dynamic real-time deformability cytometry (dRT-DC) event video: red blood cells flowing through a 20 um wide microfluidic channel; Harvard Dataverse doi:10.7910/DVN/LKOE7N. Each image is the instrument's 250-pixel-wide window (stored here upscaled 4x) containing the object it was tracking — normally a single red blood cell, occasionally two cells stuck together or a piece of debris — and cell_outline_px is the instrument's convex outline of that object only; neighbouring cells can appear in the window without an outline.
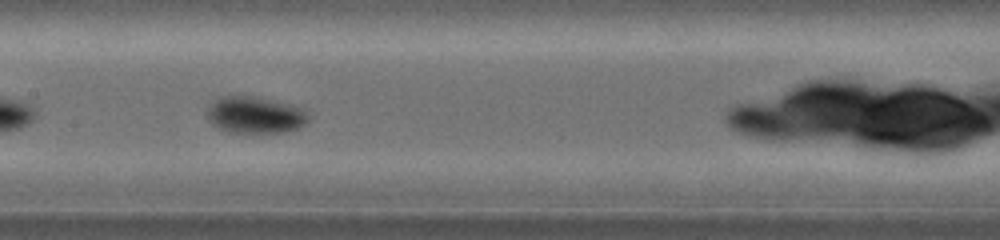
{"species": "common noctule bat (a hibernating species)", "species_latin": "Nyctalus noctula", "temperature_condition": "warm", "stored_images_in_passage": 48, "camera_frame_rate_fps": 5000, "um_per_image_px": 0.085, "animal": {"sex": "female", "body_mass_g": 19.0, "forearm_length_mm": 53.3}, "frame": {"image": 1, "passage_image": 21, "time_ms": 4.2, "image_size_px": [1000, 240], "cell_outline_px": [[308, 120], [300, 128], [284, 132], [228, 132], [212, 124], [208, 120], [208, 104], [216, 96], [236, 92], [276, 100], [300, 108], [308, 112]], "centroid_in_image_um": [21.61, 9.71], "position_along_channel_um": 185.8, "area_um2": 22.43}, "authors_computed_cell_mechanics": {"area_um2": 19.2474, "velocity_mm_per_s": 4.0901, "shape_relaxation_time_tau1_ms": 2.4279, "shape_relaxation_time_tau2_ms": null, "deformation_change_tau1": 0.1203, "deformation_change_tau2": null}}